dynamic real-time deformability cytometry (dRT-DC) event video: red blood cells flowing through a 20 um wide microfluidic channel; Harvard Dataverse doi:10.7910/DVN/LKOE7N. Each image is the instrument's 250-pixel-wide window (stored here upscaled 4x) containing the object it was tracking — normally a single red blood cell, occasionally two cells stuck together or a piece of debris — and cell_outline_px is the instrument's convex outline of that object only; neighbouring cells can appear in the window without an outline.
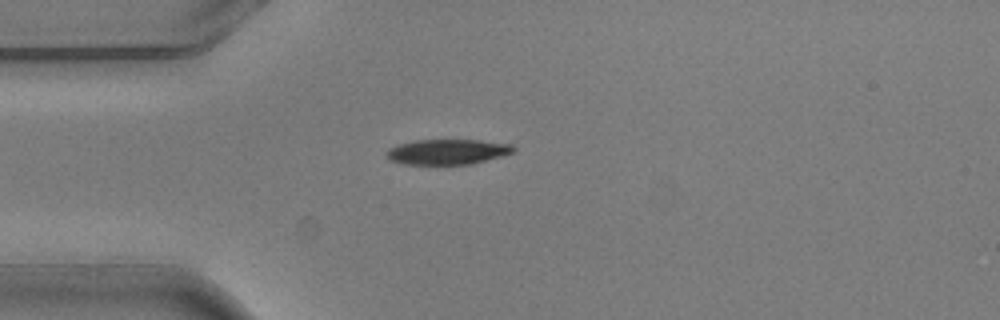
{"species": "common noctule bat (a hibernating species)", "species_latin": "Nyctalus noctula", "temperature_condition": "warm", "stored_images_in_passage": 4, "camera_frame_rate_fps": 3000, "um_per_image_px": 0.085, "animal": {"sex": "male", "body_mass_g": 20.5, "forearm_length_mm": 52.5}, "frame": {"image": 1, "passage_image": 4, "time_ms": 1.0, "image_size_px": [1000, 320], "cell_outline_px": [[516, 152], [504, 156], [472, 164], [404, 164], [388, 160], [384, 156], [384, 152], [388, 148], [412, 140], [480, 140], [512, 144], [516, 148]], "centroid_in_image_um": [38.04, 12.9], "position_along_channel_um": 47.0, "area_um2": 19.07}}